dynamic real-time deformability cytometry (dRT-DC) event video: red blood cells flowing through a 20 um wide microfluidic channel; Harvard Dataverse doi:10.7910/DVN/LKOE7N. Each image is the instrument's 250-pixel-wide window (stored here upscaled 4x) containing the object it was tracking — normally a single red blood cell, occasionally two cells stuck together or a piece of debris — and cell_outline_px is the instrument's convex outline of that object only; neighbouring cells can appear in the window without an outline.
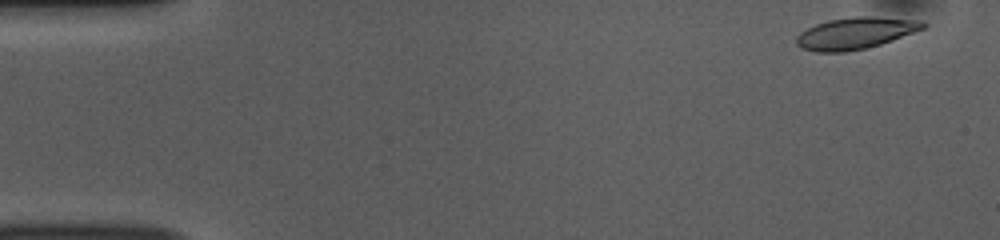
{"species": "common noctule bat (a hibernating species)", "species_latin": "Nyctalus noctula", "temperature_condition": "room temperature", "stored_images_in_passage": 52, "camera_frame_rate_fps": 3000, "um_per_image_px": 0.085, "animal": {"sex": "female", "body_mass_g": 10.0, "forearm_length_mm": 53.1}, "frame": {"image": 1, "passage_image": 2, "time_ms": 0.333, "image_size_px": [1000, 240], "cell_outline_px": [[928, 24], [924, 28], [892, 40], [880, 44], [864, 48], [844, 52], [816, 52], [800, 48], [796, 44], [796, 36], [800, 32], [816, 24], [828, 20], [856, 16], [872, 16], [924, 20]], "centroid_in_image_um": [72.71, 2.81], "position_along_channel_um": 12.3, "area_um2": 23.41}}
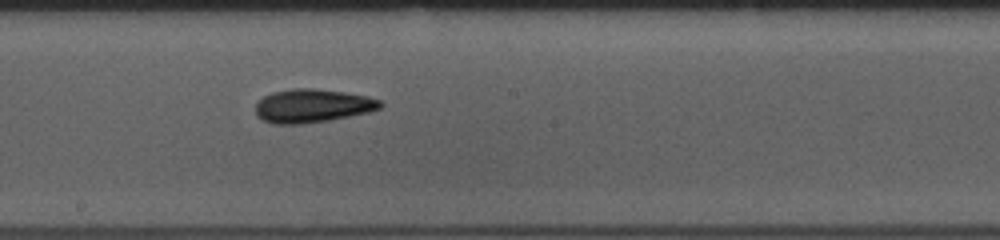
{"frame": {"image": 2, "passage_image": 28, "time_ms": 9.0, "image_size_px": [1000, 240], "cell_outline_px": [[384, 104], [380, 108], [368, 112], [328, 120], [300, 124], [272, 124], [256, 116], [256, 104], [264, 96], [272, 92], [292, 88], [312, 88], [344, 92], [368, 96], [380, 100]], "centroid_in_image_um": [26.54, 8.99], "position_along_channel_um": 221.7, "area_um2": 24.28}}
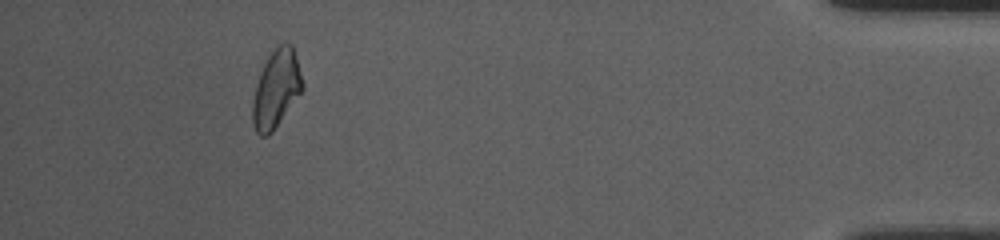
{"frame": {"image": 3, "passage_image": 48, "time_ms": 15.667, "image_size_px": [1000, 240], "cell_outline_px": [[304, 88], [272, 132], [268, 136], [260, 136], [256, 132], [252, 124], [252, 104], [256, 84], [260, 72], [268, 56], [280, 44], [288, 40], [292, 44], [304, 84]], "centroid_in_image_um": [23.47, 7.56], "position_along_channel_um": 411.7, "area_um2": 22.54}, "authors_computed_cell_mechanics": {"area_um2": 23.2356, "velocity_mm_per_s": 3.742, "shape_relaxation_time_tau1_ms": 3.173, "shape_relaxation_time_tau2_ms": 5.6407, "deformation_change_tau1": 0.1004, "deformation_change_tau2": 0.1261}}